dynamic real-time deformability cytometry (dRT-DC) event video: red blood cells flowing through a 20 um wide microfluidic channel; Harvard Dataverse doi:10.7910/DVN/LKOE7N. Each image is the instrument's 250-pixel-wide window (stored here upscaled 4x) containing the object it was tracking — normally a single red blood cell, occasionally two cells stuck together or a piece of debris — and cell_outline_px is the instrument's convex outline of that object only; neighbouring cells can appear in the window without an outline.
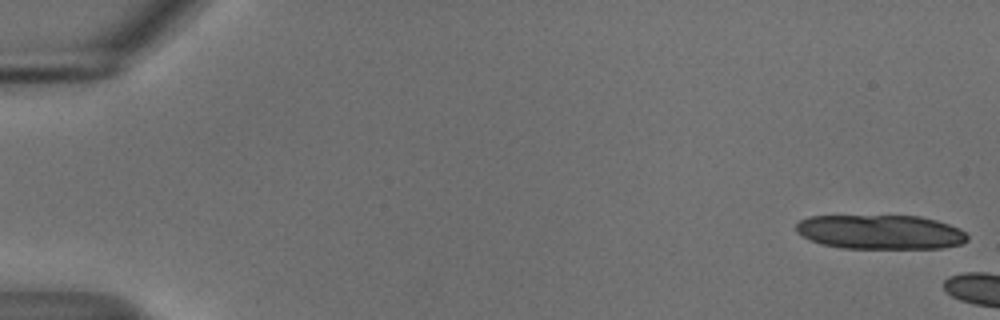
{"species": "common noctule bat (a hibernating species)", "species_latin": "Nyctalus noctula", "temperature_condition": "cold", "stored_images_in_passage": 5, "camera_frame_rate_fps": 3000, "um_per_image_px": 0.085, "animal": {"sex": "male", "body_mass_g": 18.8}, "frame": {"image": 1, "passage_image": 1, "time_ms": 0.0, "image_size_px": [1000, 320], "cell_outline_px": [[968, 240], [960, 244], [944, 248], [840, 248], [820, 244], [808, 240], [796, 232], [796, 224], [800, 220], [808, 216], [920, 216], [936, 220], [960, 228], [968, 236]], "centroid_in_image_um": [74.8, 19.72], "position_along_channel_um": 10.2, "area_um2": 34.51}}